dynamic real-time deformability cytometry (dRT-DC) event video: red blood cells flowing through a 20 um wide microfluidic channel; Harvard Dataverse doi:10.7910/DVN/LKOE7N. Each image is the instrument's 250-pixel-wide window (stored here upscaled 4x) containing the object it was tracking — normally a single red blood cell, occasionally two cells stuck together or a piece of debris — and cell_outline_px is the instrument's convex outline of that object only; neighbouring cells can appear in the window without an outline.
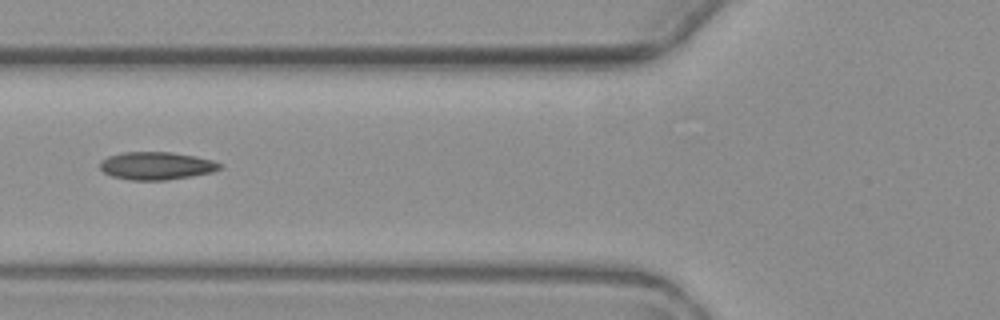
{"species": "common noctule bat (a hibernating species)", "species_latin": "Nyctalus noctula", "temperature_condition": "warm", "stored_images_in_passage": 6, "camera_frame_rate_fps": 3000, "um_per_image_px": 0.085, "animal": {"sex": "female", "body_mass_g": 19.3, "forearm_length_mm": 54.1}, "frame": {"image": 1, "passage_image": 4, "time_ms": 5.0, "image_size_px": [1000, 320], "cell_outline_px": [[224, 168], [212, 172], [192, 176], [164, 180], [128, 180], [112, 176], [104, 172], [100, 168], [100, 160], [108, 156], [124, 152], [172, 152], [196, 156], [212, 160], [224, 164]], "centroid_in_image_um": [13.33, 14.09], "position_along_channel_um": 112.5, "area_um2": 19.59}}
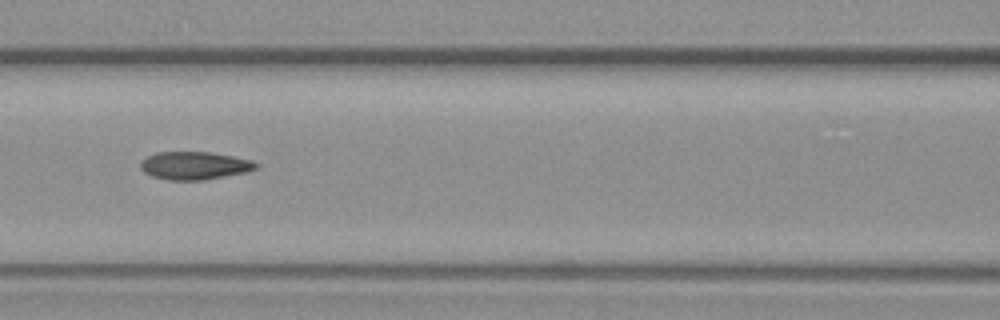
{"frame": {"image": 2, "passage_image": 5, "time_ms": 6.0, "image_size_px": [1000, 320], "cell_outline_px": [[256, 168], [248, 172], [204, 180], [168, 180], [152, 176], [144, 172], [140, 168], [140, 160], [156, 152], [208, 152], [232, 156], [252, 160], [256, 164]], "centroid_in_image_um": [16.5, 14.08], "position_along_channel_um": 150.1, "area_um2": 18.79}}
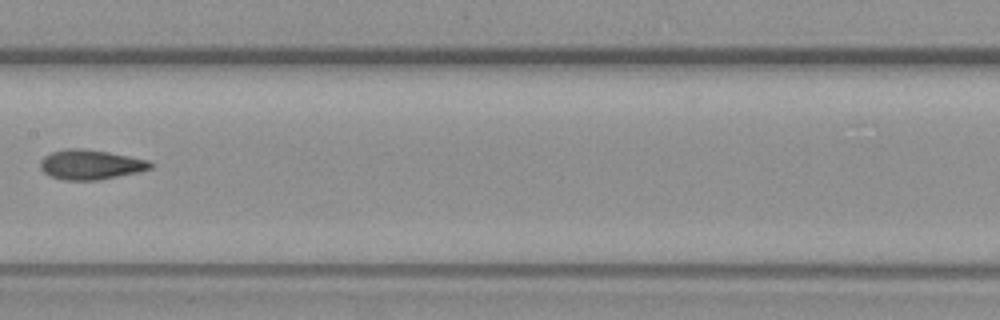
{"frame": {"image": 3, "passage_image": 6, "time_ms": 7.333, "image_size_px": [1000, 320], "cell_outline_px": [[152, 168], [140, 172], [96, 180], [64, 180], [52, 176], [44, 172], [40, 168], [40, 160], [44, 156], [52, 152], [68, 148], [80, 148], [108, 152], [148, 160], [152, 164]], "centroid_in_image_um": [7.69, 13.99], "position_along_channel_um": 199.7, "area_um2": 18.96}}